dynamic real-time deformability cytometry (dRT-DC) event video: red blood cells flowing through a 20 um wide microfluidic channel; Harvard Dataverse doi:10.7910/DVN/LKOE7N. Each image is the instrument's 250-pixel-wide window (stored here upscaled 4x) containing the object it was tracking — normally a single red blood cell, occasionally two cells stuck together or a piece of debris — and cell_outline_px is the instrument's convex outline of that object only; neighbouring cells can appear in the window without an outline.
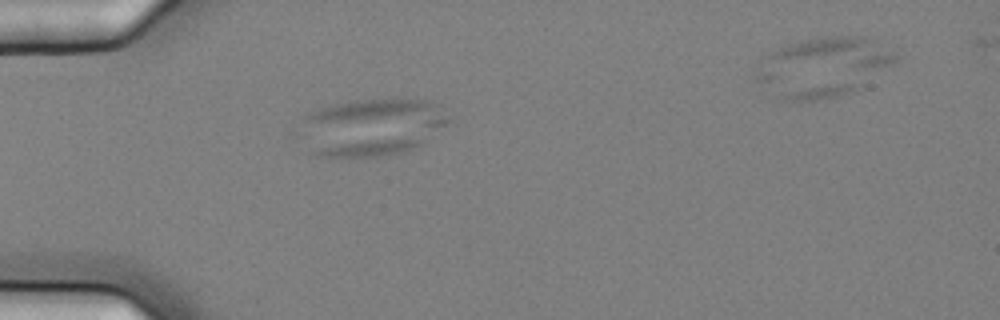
{"species": "common noctule bat (a hibernating species)", "species_latin": "Nyctalus noctula", "temperature_condition": "cold", "stored_images_in_passage": 45, "camera_frame_rate_fps": 3000, "um_per_image_px": 0.085, "animal": {"sex": "female", "body_mass_g": 25.1}, "frame": {"image": 1, "passage_image": 5, "time_ms": 1.333, "image_size_px": [1000, 320], "cell_outline_px": [[452, 120], [448, 124], [420, 144], [404, 152], [372, 156], [316, 156], [308, 152], [304, 116], [308, 112], [332, 104], [356, 100], [424, 100], [440, 104]], "centroid_in_image_um": [31.65, 10.79], "position_along_channel_um": 53.3, "area_um2": 48.9}}
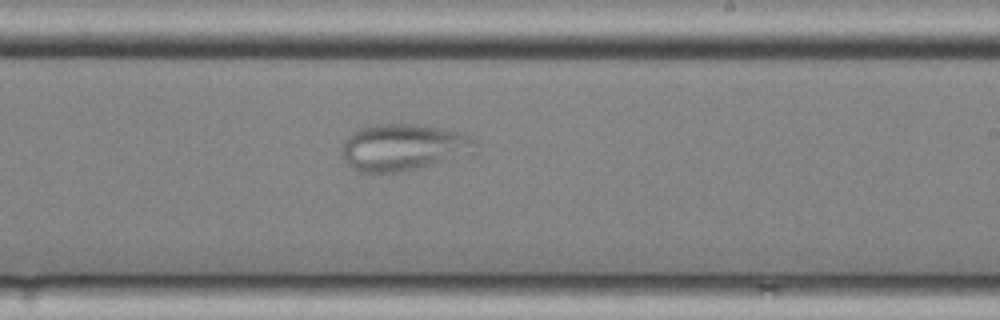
{"frame": {"image": 2, "passage_image": 23, "time_ms": 7.333, "image_size_px": [1000, 320], "cell_outline_px": [[480, 152], [400, 172], [360, 172], [348, 164], [340, 156], [340, 148], [344, 140], [352, 132], [360, 128], [372, 124], [416, 124], [444, 128], [468, 136], [476, 140], [480, 144]], "centroid_in_image_um": [34.3, 12.51], "position_along_channel_um": 254.7, "area_um2": 36.82}}
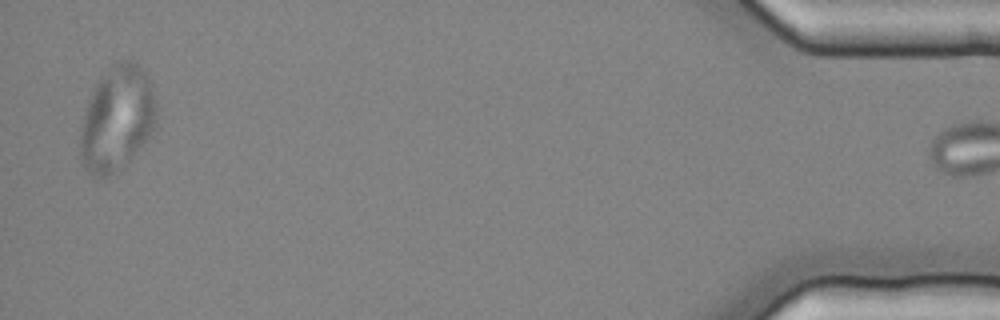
{"frame": {"image": 3, "passage_image": 44, "time_ms": 14.333, "image_size_px": [1000, 320], "cell_outline_px": [[156, 124], [148, 136], [132, 156], [120, 168], [104, 180], [96, 180], [84, 168], [80, 156], [80, 136], [84, 116], [88, 100], [96, 84], [104, 72], [116, 60], [136, 60], [140, 64], [148, 76], [152, 84], [156, 100]], "centroid_in_image_um": [9.94, 10.07], "position_along_channel_um": 425.3, "area_um2": 46.93}}